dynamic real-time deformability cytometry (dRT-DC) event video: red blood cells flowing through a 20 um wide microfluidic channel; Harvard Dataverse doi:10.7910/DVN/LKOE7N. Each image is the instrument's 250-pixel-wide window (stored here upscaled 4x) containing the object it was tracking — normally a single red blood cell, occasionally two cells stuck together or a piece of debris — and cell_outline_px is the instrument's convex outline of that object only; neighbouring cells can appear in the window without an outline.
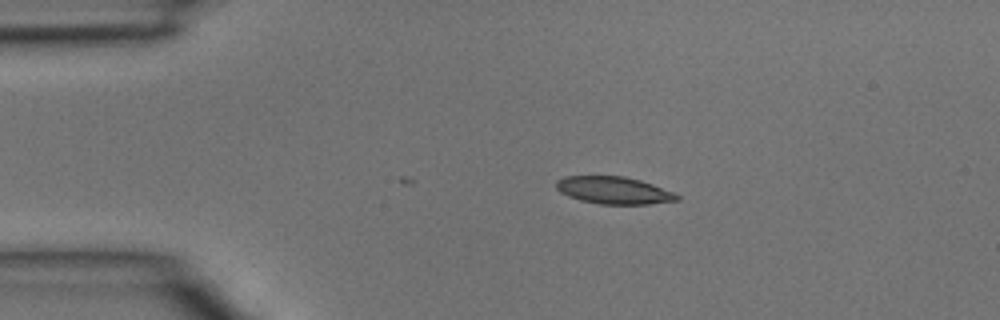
{"species": "common noctule bat (a hibernating species)", "species_latin": "Nyctalus noctula", "temperature_condition": "room temperature", "stored_images_in_passage": 3, "camera_frame_rate_fps": 3000, "um_per_image_px": 0.085, "animal": {"sex": "male", "body_mass_g": 15.6}, "frame": {"image": 1, "passage_image": 2, "time_ms": 0.333, "image_size_px": [1000, 320], "cell_outline_px": [[680, 200], [648, 204], [600, 204], [580, 200], [568, 196], [560, 192], [556, 188], [556, 180], [564, 176], [624, 176], [640, 180], [652, 184], [672, 192], [680, 196]], "centroid_in_image_um": [52.15, 16.17], "position_along_channel_um": 32.9, "area_um2": 19.19}}